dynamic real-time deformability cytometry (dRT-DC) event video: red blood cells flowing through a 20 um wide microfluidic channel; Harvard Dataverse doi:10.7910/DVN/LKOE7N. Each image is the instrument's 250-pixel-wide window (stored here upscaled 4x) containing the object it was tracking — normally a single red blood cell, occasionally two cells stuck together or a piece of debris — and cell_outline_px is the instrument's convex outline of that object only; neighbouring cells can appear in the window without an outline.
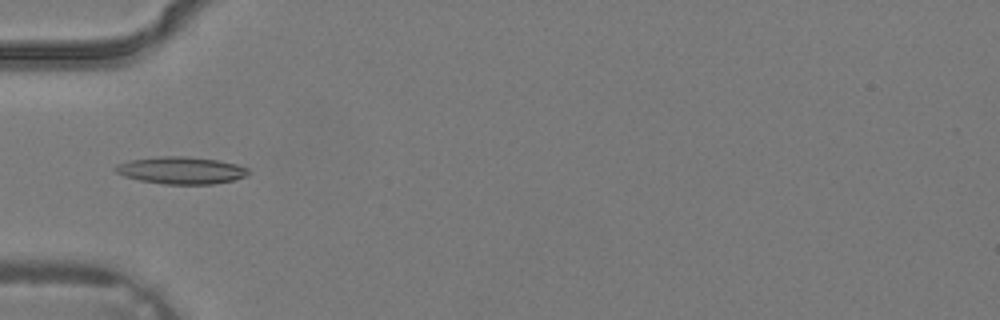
{"species": "common noctule bat (a hibernating species)", "species_latin": "Nyctalus noctula", "temperature_condition": "warm", "stored_images_in_passage": 3, "camera_frame_rate_fps": 3000, "um_per_image_px": 0.085, "animal": {"sex": "male", "body_mass_g": 19.2, "forearm_length_mm": 51.8}, "frame": {"image": 1, "passage_image": 3, "time_ms": 0.667, "image_size_px": [1000, 320], "cell_outline_px": [[248, 176], [232, 180], [212, 184], [164, 184], [140, 180], [124, 176], [116, 172], [112, 168], [116, 164], [128, 160], [160, 156], [184, 156], [220, 160], [236, 164], [248, 168]], "centroid_in_image_um": [15.37, 14.47], "position_along_channel_um": 69.6, "area_um2": 21.15}}